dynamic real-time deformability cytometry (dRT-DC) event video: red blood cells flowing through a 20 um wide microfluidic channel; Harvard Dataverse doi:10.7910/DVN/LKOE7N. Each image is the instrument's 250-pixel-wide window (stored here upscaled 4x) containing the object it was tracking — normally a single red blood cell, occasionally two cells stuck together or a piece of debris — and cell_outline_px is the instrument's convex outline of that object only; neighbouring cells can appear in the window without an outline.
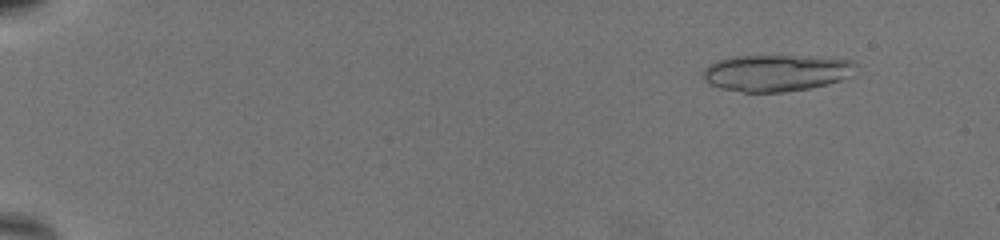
{"species": "common noctule bat (a hibernating species)", "species_latin": "Nyctalus noctula", "temperature_condition": "warm", "stored_images_in_passage": 27, "camera_frame_rate_fps": 3000, "um_per_image_px": 0.085, "animal": {"sex": "female", "body_mass_g": 19.5, "forearm_length_mm": 54.1}, "frame": {"image": 1, "passage_image": 8, "time_ms": 2.333, "image_size_px": [1000, 240], "cell_outline_px": [[856, 64], [852, 76], [828, 84], [808, 88], [784, 92], [744, 92], [720, 88], [708, 84], [700, 76], [704, 68], [708, 64], [716, 60], [732, 56], [792, 56], [848, 60]], "centroid_in_image_um": [65.88, 6.2], "position_along_channel_um": 19.1, "area_um2": 32.6}}
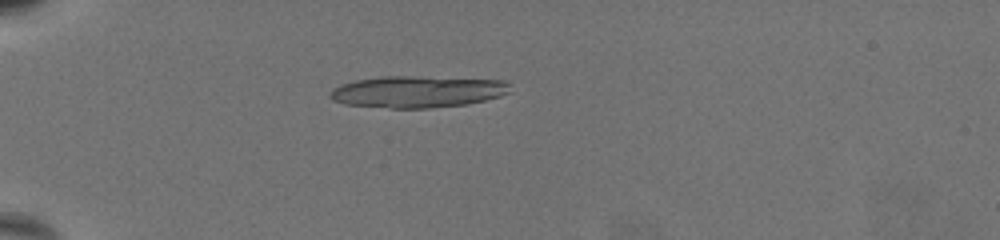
{"frame": {"image": 2, "passage_image": 22, "time_ms": 7.0, "image_size_px": [1000, 240], "cell_outline_px": [[512, 92], [500, 96], [484, 100], [464, 104], [428, 108], [392, 108], [344, 104], [332, 100], [328, 96], [328, 92], [332, 88], [340, 84], [356, 80], [380, 76], [408, 76], [504, 80], [508, 84]], "centroid_in_image_um": [35.43, 7.79], "position_along_channel_um": 49.6, "area_um2": 33.35}}